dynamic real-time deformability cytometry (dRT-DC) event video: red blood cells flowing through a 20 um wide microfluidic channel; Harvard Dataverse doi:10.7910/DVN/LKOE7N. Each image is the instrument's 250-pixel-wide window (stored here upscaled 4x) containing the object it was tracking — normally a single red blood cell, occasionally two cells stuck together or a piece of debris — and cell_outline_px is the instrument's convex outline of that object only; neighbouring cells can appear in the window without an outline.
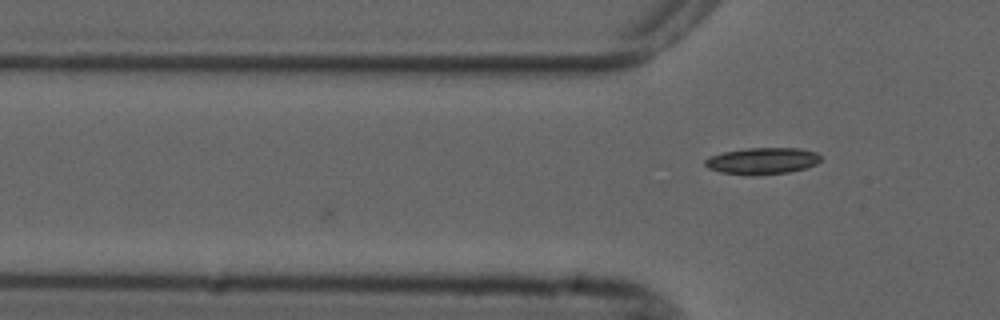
{"species": "common noctule bat (a hibernating species)", "species_latin": "Nyctalus noctula", "temperature_condition": "cold", "stored_images_in_passage": 2, "camera_frame_rate_fps": 3000, "um_per_image_px": 0.085, "animal": {"sex": "male", "forearm_length_mm": 52.5}, "frame": {"image": 1, "passage_image": 2, "time_ms": 1.0, "image_size_px": [1000, 320], "cell_outline_px": [[820, 160], [816, 164], [804, 168], [788, 172], [756, 176], [720, 172], [708, 168], [704, 164], [704, 160], [712, 156], [724, 152], [748, 148], [800, 148], [816, 152], [820, 156]], "centroid_in_image_um": [64.79, 13.68], "position_along_channel_um": 61.0, "area_um2": 17.86}}